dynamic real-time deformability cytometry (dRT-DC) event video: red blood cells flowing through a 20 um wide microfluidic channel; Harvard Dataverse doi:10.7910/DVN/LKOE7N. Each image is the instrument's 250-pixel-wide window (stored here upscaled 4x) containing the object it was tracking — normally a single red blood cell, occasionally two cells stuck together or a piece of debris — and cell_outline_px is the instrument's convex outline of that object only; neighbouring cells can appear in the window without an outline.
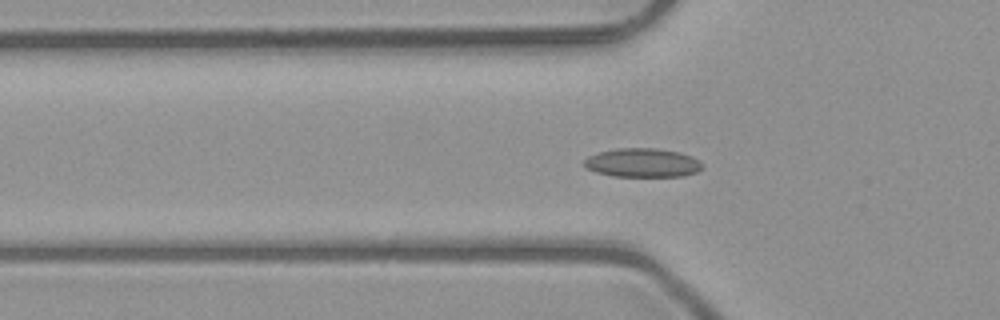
{"species": "common noctule bat (a hibernating species)", "species_latin": "Nyctalus noctula", "temperature_condition": "room temperature", "stored_images_in_passage": 50, "camera_frame_rate_fps": 3000, "um_per_image_px": 0.085, "animal": {"sex": "male", "body_mass_g": 23.1, "forearm_length_mm": 52.7}, "frame": {"image": 1, "passage_image": 15, "time_ms": 4.667, "image_size_px": [1000, 320], "cell_outline_px": [[704, 168], [696, 172], [684, 176], [612, 176], [596, 172], [588, 168], [584, 164], [584, 160], [588, 156], [600, 152], [616, 148], [656, 148], [680, 152], [692, 156], [700, 160], [704, 164]], "centroid_in_image_um": [54.67, 13.83], "position_along_channel_um": 71.1, "area_um2": 20.0}}
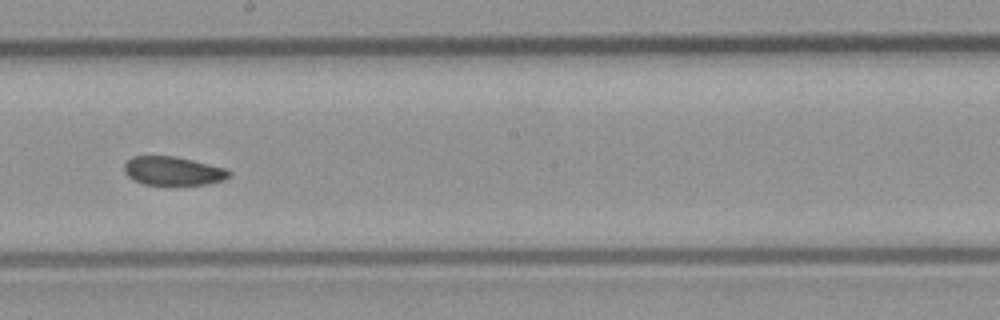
{"frame": {"image": 2, "passage_image": 27, "time_ms": 8.667, "image_size_px": [1000, 320], "cell_outline_px": [[232, 176], [224, 180], [208, 184], [144, 184], [128, 176], [124, 172], [124, 164], [132, 156], [172, 156], [192, 160], [228, 168], [232, 172]], "centroid_in_image_um": [14.76, 14.52], "position_along_channel_um": 233.4, "area_um2": 17.51}}
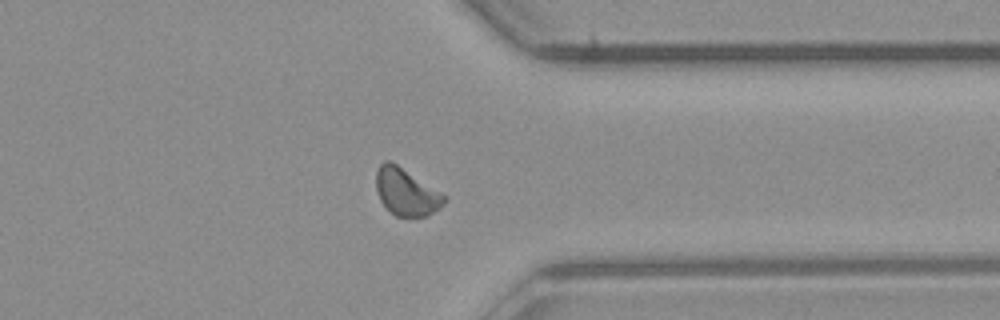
{"frame": {"image": 3, "passage_image": 38, "time_ms": 12.333, "image_size_px": [1000, 320], "cell_outline_px": [[448, 200], [440, 208], [428, 216], [396, 216], [380, 200], [376, 188], [376, 172], [380, 164], [384, 160], [392, 160], [448, 196]], "centroid_in_image_um": [34.57, 16.29], "position_along_channel_um": 376.8, "area_um2": 18.96}, "authors_computed_cell_mechanics": {"area_um2": 18.5827, "velocity_mm_per_s": 4.0364, "shape_relaxation_time_tau1_ms": null, "shape_relaxation_time_tau2_ms": 3.4594, "deformation_change_tau1": null, "deformation_change_tau2": 0.0602}}